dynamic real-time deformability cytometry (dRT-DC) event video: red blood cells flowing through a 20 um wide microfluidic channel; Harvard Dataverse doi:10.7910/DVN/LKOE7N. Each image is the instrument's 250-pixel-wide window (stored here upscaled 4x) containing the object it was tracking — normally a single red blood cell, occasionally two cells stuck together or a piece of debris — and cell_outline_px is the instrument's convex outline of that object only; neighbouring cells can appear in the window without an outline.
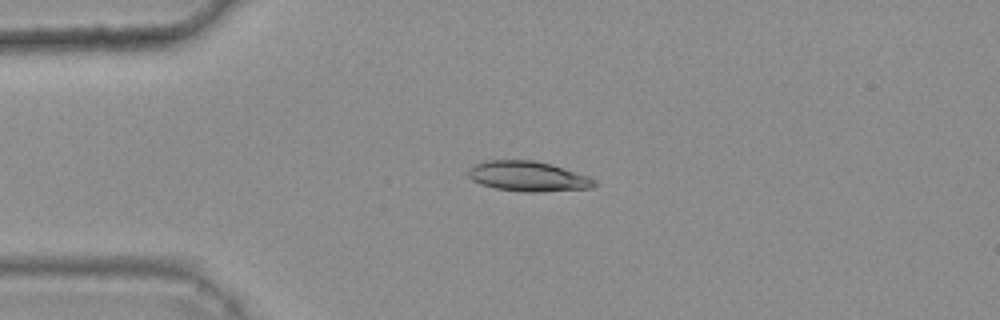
{"species": "common noctule bat (a hibernating species)", "species_latin": "Nyctalus noctula", "temperature_condition": "warm", "stored_images_in_passage": 22, "camera_frame_rate_fps": 3000, "um_per_image_px": 0.085, "animal": {"sex": "female", "body_mass_g": 25.1}, "frame": {"image": 1, "passage_image": 2, "time_ms": 0.333, "image_size_px": [1000, 320], "cell_outline_px": [[596, 184], [592, 188], [544, 192], [524, 192], [496, 188], [480, 184], [472, 180], [468, 176], [468, 168], [472, 164], [484, 160], [532, 160], [552, 164], [588, 176], [596, 180]], "centroid_in_image_um": [44.86, 14.98], "position_along_channel_um": 40.1, "area_um2": 22.37}}
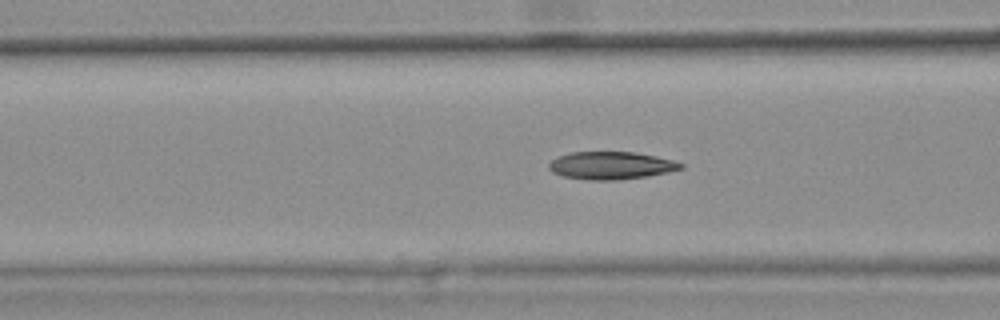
{"frame": {"image": 2, "passage_image": 10, "time_ms": 3.0, "image_size_px": [1000, 320], "cell_outline_px": [[684, 168], [668, 172], [644, 176], [616, 180], [588, 180], [564, 176], [552, 172], [548, 168], [548, 164], [552, 160], [560, 156], [572, 152], [632, 152], [656, 156], [672, 160], [684, 164]], "centroid_in_image_um": [51.93, 14.06], "position_along_channel_um": 114.7, "area_um2": 21.04}}
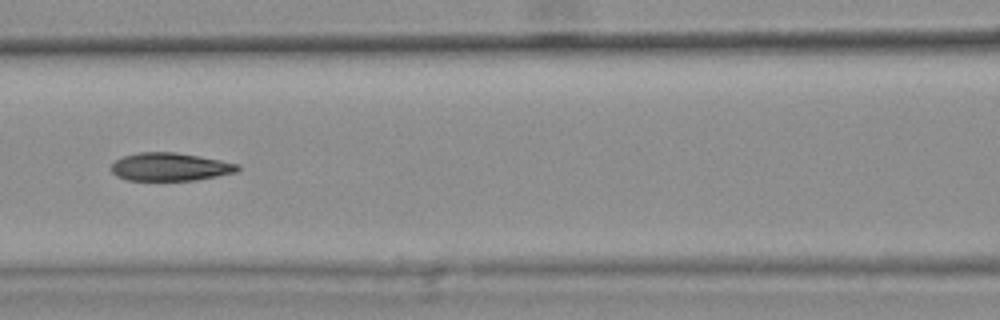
{"frame": {"image": 3, "passage_image": 13, "time_ms": 4.0, "image_size_px": [1000, 320], "cell_outline_px": [[240, 168], [236, 172], [196, 180], [124, 180], [116, 176], [108, 168], [116, 160], [124, 156], [136, 152], [176, 152], [220, 160], [236, 164]], "centroid_in_image_um": [14.39, 14.18], "position_along_channel_um": 152.2, "area_um2": 20.63}}